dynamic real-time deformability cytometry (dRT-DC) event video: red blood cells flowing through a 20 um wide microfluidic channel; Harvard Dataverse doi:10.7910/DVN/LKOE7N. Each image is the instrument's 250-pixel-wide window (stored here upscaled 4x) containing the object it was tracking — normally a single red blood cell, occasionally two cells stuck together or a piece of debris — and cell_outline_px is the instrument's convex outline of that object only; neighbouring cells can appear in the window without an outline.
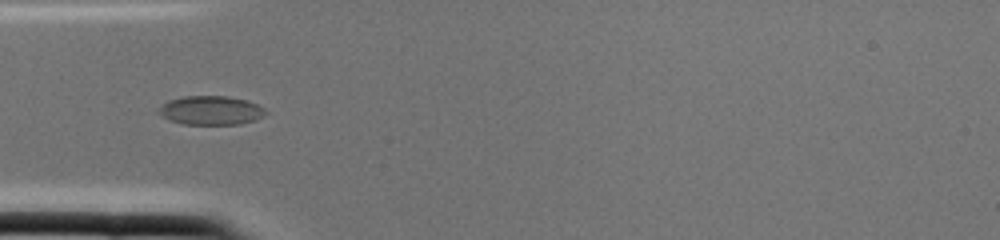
{"species": "common noctule bat (a hibernating species)", "species_latin": "Nyctalus noctula", "temperature_condition": "cold", "stored_images_in_passage": 2, "camera_frame_rate_fps": 3000, "um_per_image_px": 0.085, "animal": {"sex": "female", "body_mass_g": 22.0, "forearm_length_mm": 56.7}, "frame": {"image": 1, "passage_image": 2, "time_ms": 0.333, "image_size_px": [1000, 240], "cell_outline_px": [[268, 112], [264, 116], [256, 120], [240, 124], [184, 124], [168, 120], [160, 116], [160, 104], [168, 100], [184, 96], [228, 96], [248, 100], [264, 108]], "centroid_in_image_um": [17.93, 9.38], "position_along_channel_um": 67.1, "area_um2": 18.21}}